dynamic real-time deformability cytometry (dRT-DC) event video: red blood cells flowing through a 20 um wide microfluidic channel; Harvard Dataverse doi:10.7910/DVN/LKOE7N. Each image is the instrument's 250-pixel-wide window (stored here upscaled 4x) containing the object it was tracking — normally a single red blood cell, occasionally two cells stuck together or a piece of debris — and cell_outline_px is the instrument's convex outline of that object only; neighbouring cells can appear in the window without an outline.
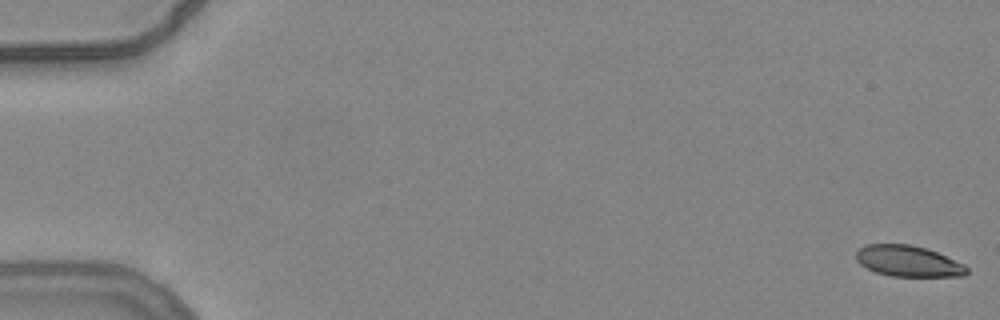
{"species": "common noctule bat (a hibernating species)", "species_latin": "Nyctalus noctula", "temperature_condition": "warm", "stored_images_in_passage": 12, "camera_frame_rate_fps": 3000, "um_per_image_px": 0.085, "animal": {"sex": "female", "body_mass_g": 24.6, "forearm_length_mm": 56.2}, "frame": {"image": 1, "passage_image": 1, "time_ms": 0.0, "image_size_px": [1000, 320], "cell_outline_px": [[968, 272], [964, 276], [892, 276], [876, 272], [860, 264], [856, 260], [856, 252], [860, 248], [868, 244], [908, 244], [928, 248], [964, 264], [968, 268]], "centroid_in_image_um": [77.21, 22.19], "position_along_channel_um": 7.8, "area_um2": 19.94}}